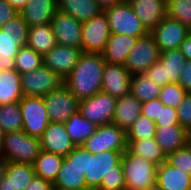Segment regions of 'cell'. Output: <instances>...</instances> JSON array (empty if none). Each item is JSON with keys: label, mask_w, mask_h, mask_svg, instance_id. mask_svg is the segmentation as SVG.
Wrapping results in <instances>:
<instances>
[{"label": "cell", "mask_w": 191, "mask_h": 190, "mask_svg": "<svg viewBox=\"0 0 191 190\" xmlns=\"http://www.w3.org/2000/svg\"><path fill=\"white\" fill-rule=\"evenodd\" d=\"M106 61L100 53L83 52L64 84L80 101L102 89V76Z\"/></svg>", "instance_id": "obj_1"}, {"label": "cell", "mask_w": 191, "mask_h": 190, "mask_svg": "<svg viewBox=\"0 0 191 190\" xmlns=\"http://www.w3.org/2000/svg\"><path fill=\"white\" fill-rule=\"evenodd\" d=\"M27 22L20 14L7 21L0 29V71L14 70L19 49L27 46Z\"/></svg>", "instance_id": "obj_2"}, {"label": "cell", "mask_w": 191, "mask_h": 190, "mask_svg": "<svg viewBox=\"0 0 191 190\" xmlns=\"http://www.w3.org/2000/svg\"><path fill=\"white\" fill-rule=\"evenodd\" d=\"M125 151H101L92 154L86 149L85 182L89 190H97L102 179L110 174H123L121 159Z\"/></svg>", "instance_id": "obj_3"}, {"label": "cell", "mask_w": 191, "mask_h": 190, "mask_svg": "<svg viewBox=\"0 0 191 190\" xmlns=\"http://www.w3.org/2000/svg\"><path fill=\"white\" fill-rule=\"evenodd\" d=\"M126 190H145L156 184L158 165L143 156L123 154L121 159Z\"/></svg>", "instance_id": "obj_4"}, {"label": "cell", "mask_w": 191, "mask_h": 190, "mask_svg": "<svg viewBox=\"0 0 191 190\" xmlns=\"http://www.w3.org/2000/svg\"><path fill=\"white\" fill-rule=\"evenodd\" d=\"M42 151L39 138L23 130L5 133L0 152L8 162L33 164Z\"/></svg>", "instance_id": "obj_5"}, {"label": "cell", "mask_w": 191, "mask_h": 190, "mask_svg": "<svg viewBox=\"0 0 191 190\" xmlns=\"http://www.w3.org/2000/svg\"><path fill=\"white\" fill-rule=\"evenodd\" d=\"M103 11L108 18L110 30L113 34L140 38L149 33L127 0L114 4Z\"/></svg>", "instance_id": "obj_6"}, {"label": "cell", "mask_w": 191, "mask_h": 190, "mask_svg": "<svg viewBox=\"0 0 191 190\" xmlns=\"http://www.w3.org/2000/svg\"><path fill=\"white\" fill-rule=\"evenodd\" d=\"M185 62V56L180 49L167 50L161 52L160 60L152 64L144 74L160 87L178 83Z\"/></svg>", "instance_id": "obj_7"}, {"label": "cell", "mask_w": 191, "mask_h": 190, "mask_svg": "<svg viewBox=\"0 0 191 190\" xmlns=\"http://www.w3.org/2000/svg\"><path fill=\"white\" fill-rule=\"evenodd\" d=\"M20 81L23 96L29 97H44L64 84V80L45 65L21 74Z\"/></svg>", "instance_id": "obj_8"}, {"label": "cell", "mask_w": 191, "mask_h": 190, "mask_svg": "<svg viewBox=\"0 0 191 190\" xmlns=\"http://www.w3.org/2000/svg\"><path fill=\"white\" fill-rule=\"evenodd\" d=\"M126 130L114 123L98 126L97 130L83 144L90 153L98 154L101 151H126Z\"/></svg>", "instance_id": "obj_9"}, {"label": "cell", "mask_w": 191, "mask_h": 190, "mask_svg": "<svg viewBox=\"0 0 191 190\" xmlns=\"http://www.w3.org/2000/svg\"><path fill=\"white\" fill-rule=\"evenodd\" d=\"M160 49L157 47L151 33L138 38L135 46L129 52L125 68L131 75L144 74L147 69L160 60Z\"/></svg>", "instance_id": "obj_10"}, {"label": "cell", "mask_w": 191, "mask_h": 190, "mask_svg": "<svg viewBox=\"0 0 191 190\" xmlns=\"http://www.w3.org/2000/svg\"><path fill=\"white\" fill-rule=\"evenodd\" d=\"M23 119V131L40 138L50 123L43 97L23 96L19 101Z\"/></svg>", "instance_id": "obj_11"}, {"label": "cell", "mask_w": 191, "mask_h": 190, "mask_svg": "<svg viewBox=\"0 0 191 190\" xmlns=\"http://www.w3.org/2000/svg\"><path fill=\"white\" fill-rule=\"evenodd\" d=\"M50 122L65 123L79 111V100L62 84L43 97Z\"/></svg>", "instance_id": "obj_12"}, {"label": "cell", "mask_w": 191, "mask_h": 190, "mask_svg": "<svg viewBox=\"0 0 191 190\" xmlns=\"http://www.w3.org/2000/svg\"><path fill=\"white\" fill-rule=\"evenodd\" d=\"M117 99L103 91L79 101V112L88 121L103 126L112 123Z\"/></svg>", "instance_id": "obj_13"}, {"label": "cell", "mask_w": 191, "mask_h": 190, "mask_svg": "<svg viewBox=\"0 0 191 190\" xmlns=\"http://www.w3.org/2000/svg\"><path fill=\"white\" fill-rule=\"evenodd\" d=\"M111 35L108 18L104 11L90 20L83 22L82 51L85 53H100L105 50Z\"/></svg>", "instance_id": "obj_14"}, {"label": "cell", "mask_w": 191, "mask_h": 190, "mask_svg": "<svg viewBox=\"0 0 191 190\" xmlns=\"http://www.w3.org/2000/svg\"><path fill=\"white\" fill-rule=\"evenodd\" d=\"M160 52L179 49L190 34L189 27L166 16L151 32Z\"/></svg>", "instance_id": "obj_15"}, {"label": "cell", "mask_w": 191, "mask_h": 190, "mask_svg": "<svg viewBox=\"0 0 191 190\" xmlns=\"http://www.w3.org/2000/svg\"><path fill=\"white\" fill-rule=\"evenodd\" d=\"M50 24L57 44L82 48V22L58 10Z\"/></svg>", "instance_id": "obj_16"}, {"label": "cell", "mask_w": 191, "mask_h": 190, "mask_svg": "<svg viewBox=\"0 0 191 190\" xmlns=\"http://www.w3.org/2000/svg\"><path fill=\"white\" fill-rule=\"evenodd\" d=\"M82 53V48L57 44L43 55V65L65 80L76 66Z\"/></svg>", "instance_id": "obj_17"}, {"label": "cell", "mask_w": 191, "mask_h": 190, "mask_svg": "<svg viewBox=\"0 0 191 190\" xmlns=\"http://www.w3.org/2000/svg\"><path fill=\"white\" fill-rule=\"evenodd\" d=\"M132 75L122 64L105 63L101 91L118 99L130 94Z\"/></svg>", "instance_id": "obj_18"}, {"label": "cell", "mask_w": 191, "mask_h": 190, "mask_svg": "<svg viewBox=\"0 0 191 190\" xmlns=\"http://www.w3.org/2000/svg\"><path fill=\"white\" fill-rule=\"evenodd\" d=\"M42 150L65 157L76 145L70 139L64 123L50 122L39 138Z\"/></svg>", "instance_id": "obj_19"}, {"label": "cell", "mask_w": 191, "mask_h": 190, "mask_svg": "<svg viewBox=\"0 0 191 190\" xmlns=\"http://www.w3.org/2000/svg\"><path fill=\"white\" fill-rule=\"evenodd\" d=\"M150 33L166 16V0H127Z\"/></svg>", "instance_id": "obj_20"}, {"label": "cell", "mask_w": 191, "mask_h": 190, "mask_svg": "<svg viewBox=\"0 0 191 190\" xmlns=\"http://www.w3.org/2000/svg\"><path fill=\"white\" fill-rule=\"evenodd\" d=\"M58 12V0H28L19 12L28 26L49 24Z\"/></svg>", "instance_id": "obj_21"}, {"label": "cell", "mask_w": 191, "mask_h": 190, "mask_svg": "<svg viewBox=\"0 0 191 190\" xmlns=\"http://www.w3.org/2000/svg\"><path fill=\"white\" fill-rule=\"evenodd\" d=\"M137 40V37L130 35L111 33L102 53L104 60L110 64L124 65Z\"/></svg>", "instance_id": "obj_22"}, {"label": "cell", "mask_w": 191, "mask_h": 190, "mask_svg": "<svg viewBox=\"0 0 191 190\" xmlns=\"http://www.w3.org/2000/svg\"><path fill=\"white\" fill-rule=\"evenodd\" d=\"M156 184L163 190H190V174L165 161L157 168Z\"/></svg>", "instance_id": "obj_23"}, {"label": "cell", "mask_w": 191, "mask_h": 190, "mask_svg": "<svg viewBox=\"0 0 191 190\" xmlns=\"http://www.w3.org/2000/svg\"><path fill=\"white\" fill-rule=\"evenodd\" d=\"M155 139L168 156L188 144V132L180 125L156 126Z\"/></svg>", "instance_id": "obj_24"}, {"label": "cell", "mask_w": 191, "mask_h": 190, "mask_svg": "<svg viewBox=\"0 0 191 190\" xmlns=\"http://www.w3.org/2000/svg\"><path fill=\"white\" fill-rule=\"evenodd\" d=\"M141 110L142 102H140L131 93L120 97L116 102L112 123L127 131L129 127L140 117Z\"/></svg>", "instance_id": "obj_25"}, {"label": "cell", "mask_w": 191, "mask_h": 190, "mask_svg": "<svg viewBox=\"0 0 191 190\" xmlns=\"http://www.w3.org/2000/svg\"><path fill=\"white\" fill-rule=\"evenodd\" d=\"M58 10L82 23L103 11L95 0H58Z\"/></svg>", "instance_id": "obj_26"}, {"label": "cell", "mask_w": 191, "mask_h": 190, "mask_svg": "<svg viewBox=\"0 0 191 190\" xmlns=\"http://www.w3.org/2000/svg\"><path fill=\"white\" fill-rule=\"evenodd\" d=\"M53 188L56 190H89L84 173H81L77 167L71 165L65 158L53 183Z\"/></svg>", "instance_id": "obj_27"}, {"label": "cell", "mask_w": 191, "mask_h": 190, "mask_svg": "<svg viewBox=\"0 0 191 190\" xmlns=\"http://www.w3.org/2000/svg\"><path fill=\"white\" fill-rule=\"evenodd\" d=\"M22 97L20 74L15 69L0 71V105L19 102Z\"/></svg>", "instance_id": "obj_28"}, {"label": "cell", "mask_w": 191, "mask_h": 190, "mask_svg": "<svg viewBox=\"0 0 191 190\" xmlns=\"http://www.w3.org/2000/svg\"><path fill=\"white\" fill-rule=\"evenodd\" d=\"M57 45L51 24L30 26L28 29L27 46L44 55Z\"/></svg>", "instance_id": "obj_29"}, {"label": "cell", "mask_w": 191, "mask_h": 190, "mask_svg": "<svg viewBox=\"0 0 191 190\" xmlns=\"http://www.w3.org/2000/svg\"><path fill=\"white\" fill-rule=\"evenodd\" d=\"M127 154H134L143 156L156 165L160 166L163 162L167 161V156L157 144L155 138L146 140H127Z\"/></svg>", "instance_id": "obj_30"}, {"label": "cell", "mask_w": 191, "mask_h": 190, "mask_svg": "<svg viewBox=\"0 0 191 190\" xmlns=\"http://www.w3.org/2000/svg\"><path fill=\"white\" fill-rule=\"evenodd\" d=\"M64 158L63 156L42 150L33 163L36 176L50 181L53 184L62 167Z\"/></svg>", "instance_id": "obj_31"}, {"label": "cell", "mask_w": 191, "mask_h": 190, "mask_svg": "<svg viewBox=\"0 0 191 190\" xmlns=\"http://www.w3.org/2000/svg\"><path fill=\"white\" fill-rule=\"evenodd\" d=\"M64 125L76 146L82 145L98 128L96 124L84 118L79 111L73 114Z\"/></svg>", "instance_id": "obj_32"}, {"label": "cell", "mask_w": 191, "mask_h": 190, "mask_svg": "<svg viewBox=\"0 0 191 190\" xmlns=\"http://www.w3.org/2000/svg\"><path fill=\"white\" fill-rule=\"evenodd\" d=\"M161 88L145 74H134L131 77L130 93L142 103L158 99Z\"/></svg>", "instance_id": "obj_33"}, {"label": "cell", "mask_w": 191, "mask_h": 190, "mask_svg": "<svg viewBox=\"0 0 191 190\" xmlns=\"http://www.w3.org/2000/svg\"><path fill=\"white\" fill-rule=\"evenodd\" d=\"M5 174L11 177V184L16 190H25L36 176L33 164L8 162Z\"/></svg>", "instance_id": "obj_34"}, {"label": "cell", "mask_w": 191, "mask_h": 190, "mask_svg": "<svg viewBox=\"0 0 191 190\" xmlns=\"http://www.w3.org/2000/svg\"><path fill=\"white\" fill-rule=\"evenodd\" d=\"M0 127L5 133L23 130V119L19 102L0 105Z\"/></svg>", "instance_id": "obj_35"}, {"label": "cell", "mask_w": 191, "mask_h": 190, "mask_svg": "<svg viewBox=\"0 0 191 190\" xmlns=\"http://www.w3.org/2000/svg\"><path fill=\"white\" fill-rule=\"evenodd\" d=\"M43 65V55L34 49L23 46L15 57V70L21 75L32 72Z\"/></svg>", "instance_id": "obj_36"}, {"label": "cell", "mask_w": 191, "mask_h": 190, "mask_svg": "<svg viewBox=\"0 0 191 190\" xmlns=\"http://www.w3.org/2000/svg\"><path fill=\"white\" fill-rule=\"evenodd\" d=\"M127 140H146L155 138L156 123L147 117H140L126 131Z\"/></svg>", "instance_id": "obj_37"}, {"label": "cell", "mask_w": 191, "mask_h": 190, "mask_svg": "<svg viewBox=\"0 0 191 190\" xmlns=\"http://www.w3.org/2000/svg\"><path fill=\"white\" fill-rule=\"evenodd\" d=\"M167 16L191 26V0H166Z\"/></svg>", "instance_id": "obj_38"}, {"label": "cell", "mask_w": 191, "mask_h": 190, "mask_svg": "<svg viewBox=\"0 0 191 190\" xmlns=\"http://www.w3.org/2000/svg\"><path fill=\"white\" fill-rule=\"evenodd\" d=\"M186 94L187 93L185 92L184 88L178 83H169L161 88L158 99L165 106L177 108L184 100Z\"/></svg>", "instance_id": "obj_39"}, {"label": "cell", "mask_w": 191, "mask_h": 190, "mask_svg": "<svg viewBox=\"0 0 191 190\" xmlns=\"http://www.w3.org/2000/svg\"><path fill=\"white\" fill-rule=\"evenodd\" d=\"M167 162L191 175V147L189 144L168 155Z\"/></svg>", "instance_id": "obj_40"}, {"label": "cell", "mask_w": 191, "mask_h": 190, "mask_svg": "<svg viewBox=\"0 0 191 190\" xmlns=\"http://www.w3.org/2000/svg\"><path fill=\"white\" fill-rule=\"evenodd\" d=\"M180 126L188 133L191 131V93H187L182 103L176 108Z\"/></svg>", "instance_id": "obj_41"}, {"label": "cell", "mask_w": 191, "mask_h": 190, "mask_svg": "<svg viewBox=\"0 0 191 190\" xmlns=\"http://www.w3.org/2000/svg\"><path fill=\"white\" fill-rule=\"evenodd\" d=\"M156 126L180 125L176 108L160 105L159 118L155 121Z\"/></svg>", "instance_id": "obj_42"}, {"label": "cell", "mask_w": 191, "mask_h": 190, "mask_svg": "<svg viewBox=\"0 0 191 190\" xmlns=\"http://www.w3.org/2000/svg\"><path fill=\"white\" fill-rule=\"evenodd\" d=\"M65 159L71 163V165L77 167L81 173H85L86 165V148L82 145H77Z\"/></svg>", "instance_id": "obj_43"}, {"label": "cell", "mask_w": 191, "mask_h": 190, "mask_svg": "<svg viewBox=\"0 0 191 190\" xmlns=\"http://www.w3.org/2000/svg\"><path fill=\"white\" fill-rule=\"evenodd\" d=\"M97 190H126L124 174L108 175Z\"/></svg>", "instance_id": "obj_44"}, {"label": "cell", "mask_w": 191, "mask_h": 190, "mask_svg": "<svg viewBox=\"0 0 191 190\" xmlns=\"http://www.w3.org/2000/svg\"><path fill=\"white\" fill-rule=\"evenodd\" d=\"M160 105L164 104L159 99L142 103L141 115L152 121H156L159 118Z\"/></svg>", "instance_id": "obj_45"}, {"label": "cell", "mask_w": 191, "mask_h": 190, "mask_svg": "<svg viewBox=\"0 0 191 190\" xmlns=\"http://www.w3.org/2000/svg\"><path fill=\"white\" fill-rule=\"evenodd\" d=\"M19 12L6 0H0V29L9 20L17 16Z\"/></svg>", "instance_id": "obj_46"}, {"label": "cell", "mask_w": 191, "mask_h": 190, "mask_svg": "<svg viewBox=\"0 0 191 190\" xmlns=\"http://www.w3.org/2000/svg\"><path fill=\"white\" fill-rule=\"evenodd\" d=\"M178 84L184 88L186 93H191V60H186L180 71Z\"/></svg>", "instance_id": "obj_47"}, {"label": "cell", "mask_w": 191, "mask_h": 190, "mask_svg": "<svg viewBox=\"0 0 191 190\" xmlns=\"http://www.w3.org/2000/svg\"><path fill=\"white\" fill-rule=\"evenodd\" d=\"M53 184L43 178L35 176L25 190H52Z\"/></svg>", "instance_id": "obj_48"}, {"label": "cell", "mask_w": 191, "mask_h": 190, "mask_svg": "<svg viewBox=\"0 0 191 190\" xmlns=\"http://www.w3.org/2000/svg\"><path fill=\"white\" fill-rule=\"evenodd\" d=\"M180 51L186 60H191V35L189 34L180 45Z\"/></svg>", "instance_id": "obj_49"}, {"label": "cell", "mask_w": 191, "mask_h": 190, "mask_svg": "<svg viewBox=\"0 0 191 190\" xmlns=\"http://www.w3.org/2000/svg\"><path fill=\"white\" fill-rule=\"evenodd\" d=\"M0 190H16L11 184V177L6 174L0 180Z\"/></svg>", "instance_id": "obj_50"}, {"label": "cell", "mask_w": 191, "mask_h": 190, "mask_svg": "<svg viewBox=\"0 0 191 190\" xmlns=\"http://www.w3.org/2000/svg\"><path fill=\"white\" fill-rule=\"evenodd\" d=\"M11 6H13L18 12L25 7L28 0H6Z\"/></svg>", "instance_id": "obj_51"}, {"label": "cell", "mask_w": 191, "mask_h": 190, "mask_svg": "<svg viewBox=\"0 0 191 190\" xmlns=\"http://www.w3.org/2000/svg\"><path fill=\"white\" fill-rule=\"evenodd\" d=\"M95 1L104 10V9L111 7L114 4L120 3L124 0H95Z\"/></svg>", "instance_id": "obj_52"}, {"label": "cell", "mask_w": 191, "mask_h": 190, "mask_svg": "<svg viewBox=\"0 0 191 190\" xmlns=\"http://www.w3.org/2000/svg\"><path fill=\"white\" fill-rule=\"evenodd\" d=\"M8 161L0 152V180L2 179L3 175L5 174V168L7 166Z\"/></svg>", "instance_id": "obj_53"}, {"label": "cell", "mask_w": 191, "mask_h": 190, "mask_svg": "<svg viewBox=\"0 0 191 190\" xmlns=\"http://www.w3.org/2000/svg\"><path fill=\"white\" fill-rule=\"evenodd\" d=\"M4 135H5V132L0 127V150L2 149V146H3Z\"/></svg>", "instance_id": "obj_54"}, {"label": "cell", "mask_w": 191, "mask_h": 190, "mask_svg": "<svg viewBox=\"0 0 191 190\" xmlns=\"http://www.w3.org/2000/svg\"><path fill=\"white\" fill-rule=\"evenodd\" d=\"M145 190H163V189L161 187H159L157 184H155L153 186L148 187Z\"/></svg>", "instance_id": "obj_55"}, {"label": "cell", "mask_w": 191, "mask_h": 190, "mask_svg": "<svg viewBox=\"0 0 191 190\" xmlns=\"http://www.w3.org/2000/svg\"><path fill=\"white\" fill-rule=\"evenodd\" d=\"M188 144L191 147V131L188 133Z\"/></svg>", "instance_id": "obj_56"}]
</instances>
